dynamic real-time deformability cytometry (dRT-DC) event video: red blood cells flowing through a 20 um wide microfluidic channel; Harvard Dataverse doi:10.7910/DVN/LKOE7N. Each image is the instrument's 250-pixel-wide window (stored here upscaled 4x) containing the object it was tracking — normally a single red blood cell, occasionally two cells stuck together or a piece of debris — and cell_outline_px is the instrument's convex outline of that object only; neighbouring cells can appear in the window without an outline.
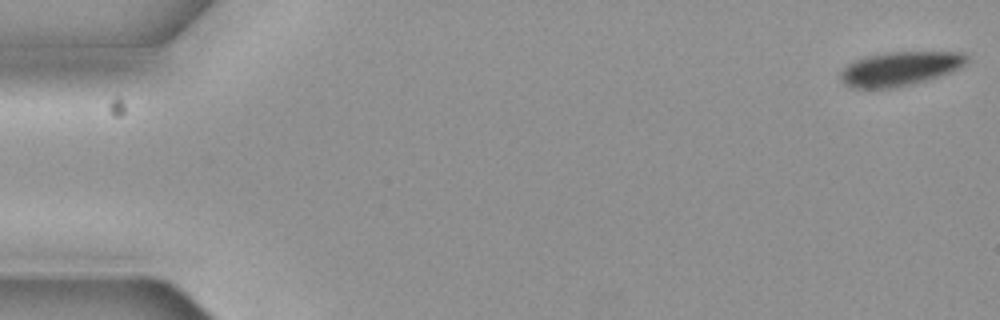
{"species": "common noctule bat (a hibernating species)", "species_latin": "Nyctalus noctula", "temperature_condition": "cold", "stored_images_in_passage": 6, "camera_frame_rate_fps": 3000, "um_per_image_px": 0.085, "animal": {"sex": "female", "body_mass_g": 19.3, "forearm_length_mm": 54.1}, "frame": {"image": 1, "passage_image": 1, "time_ms": 0.0, "image_size_px": [1000, 320], "cell_outline_px": [[968, 60], [964, 64], [948, 72], [928, 80], [896, 88], [852, 88], [844, 84], [840, 80], [840, 72], [848, 64], [864, 56], [884, 52], [960, 52], [968, 56]], "centroid_in_image_um": [76.43, 5.84], "position_along_channel_um": 8.6, "area_um2": 25.03}}
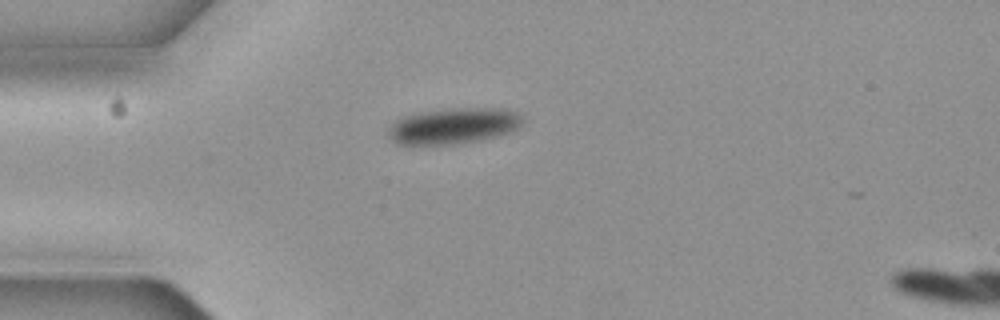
{"frame": {"image": 2, "passage_image": 5, "time_ms": 1.333, "image_size_px": [1000, 320], "cell_outline_px": [[524, 120], [516, 128], [508, 132], [484, 140], [460, 144], [412, 148], [396, 144], [388, 136], [388, 128], [396, 120], [404, 116], [420, 112], [448, 108], [508, 108], [524, 116]], "centroid_in_image_um": [38.48, 10.75], "position_along_channel_um": 46.5, "area_um2": 29.3}}